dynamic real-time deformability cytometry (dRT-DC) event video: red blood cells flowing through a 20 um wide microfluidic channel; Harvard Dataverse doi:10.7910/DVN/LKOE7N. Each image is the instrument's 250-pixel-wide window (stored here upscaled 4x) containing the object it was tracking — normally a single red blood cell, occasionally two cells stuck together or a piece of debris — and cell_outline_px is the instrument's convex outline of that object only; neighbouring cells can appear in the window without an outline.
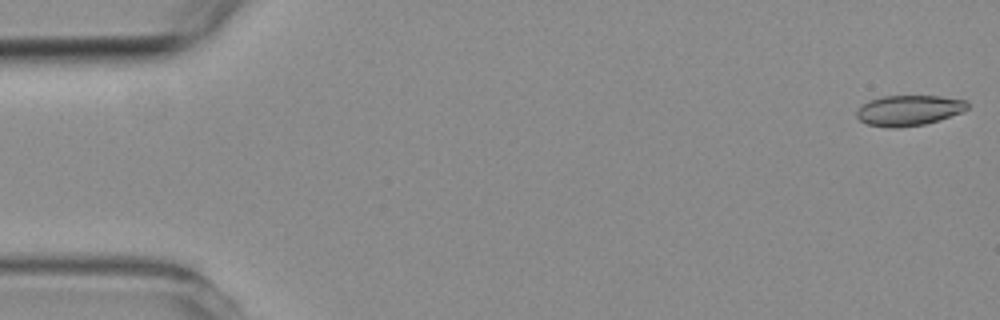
{"species": "common noctule bat (a hibernating species)", "species_latin": "Nyctalus noctula", "temperature_condition": "room temperature", "stored_images_in_passage": 4, "segment_of_instrument_passage": [2, 2], "camera_frame_rate_fps": 3000, "um_per_image_px": 0.085, "animal": {"sex": "female", "body_mass_g": 19.3, "forearm_length_mm": 54.1}, "frame": {"image": 1, "passage_image": 4, "time_ms": 3.667, "image_size_px": [1000, 320], "cell_outline_px": [[968, 108], [964, 112], [940, 120], [924, 124], [896, 128], [888, 128], [868, 124], [860, 120], [856, 116], [856, 112], [868, 100], [880, 96], [940, 96], [968, 100]], "centroid_in_image_um": [77.29, 9.38], "position_along_channel_um": 7.7, "area_um2": 19.83}}